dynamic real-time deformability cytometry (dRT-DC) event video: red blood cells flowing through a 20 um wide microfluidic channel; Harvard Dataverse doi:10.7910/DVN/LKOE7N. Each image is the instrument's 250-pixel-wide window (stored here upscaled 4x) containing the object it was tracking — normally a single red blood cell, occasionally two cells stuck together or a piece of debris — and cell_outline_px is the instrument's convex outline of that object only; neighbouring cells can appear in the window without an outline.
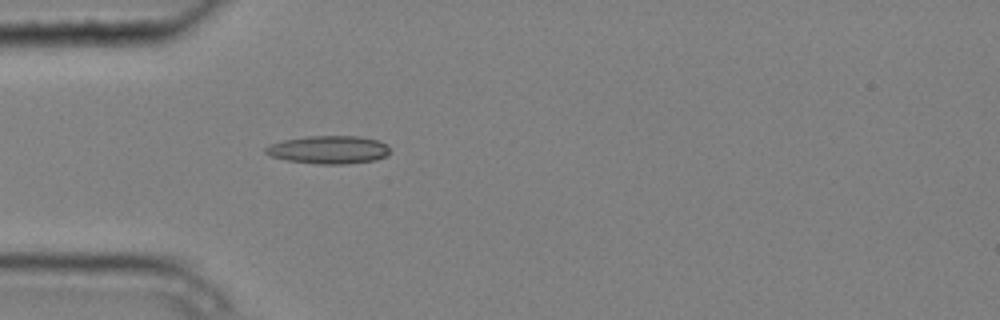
{"species": "common noctule bat (a hibernating species)", "species_latin": "Nyctalus noctula", "temperature_condition": "cold", "stored_images_in_passage": 4, "camera_frame_rate_fps": 3000, "um_per_image_px": 0.085, "animal": {"sex": "male", "body_mass_g": 20.4}, "frame": {"image": 1, "passage_image": 4, "time_ms": 1.0, "image_size_px": [1000, 320], "cell_outline_px": [[388, 156], [376, 160], [348, 164], [320, 164], [288, 160], [272, 156], [264, 152], [264, 148], [268, 144], [284, 140], [308, 136], [360, 136], [380, 140], [388, 144]], "centroid_in_image_um": [27.97, 12.72], "position_along_channel_um": 57.0, "area_um2": 20.46}}